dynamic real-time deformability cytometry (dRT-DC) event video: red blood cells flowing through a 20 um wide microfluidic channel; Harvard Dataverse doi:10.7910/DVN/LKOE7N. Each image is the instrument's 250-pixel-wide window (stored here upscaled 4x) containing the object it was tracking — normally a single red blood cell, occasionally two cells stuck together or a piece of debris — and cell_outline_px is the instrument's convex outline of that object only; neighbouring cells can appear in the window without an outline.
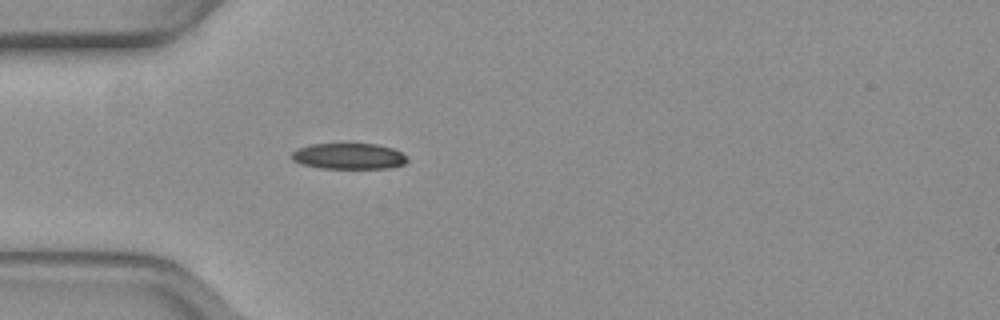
{"species": "common noctule bat (a hibernating species)", "species_latin": "Nyctalus noctula", "temperature_condition": "warm", "stored_images_in_passage": 26, "camera_frame_rate_fps": 3000, "um_per_image_px": 0.085, "animal": {"sex": "female", "body_mass_g": 19.3, "forearm_length_mm": 54.1}, "frame": {"image": 1, "passage_image": 1, "time_ms": 0.0, "image_size_px": [1000, 320], "cell_outline_px": [[408, 160], [404, 164], [388, 168], [320, 168], [300, 164], [292, 160], [292, 152], [300, 148], [312, 144], [376, 144], [392, 148], [408, 156]], "centroid_in_image_um": [29.66, 13.28], "position_along_channel_um": 55.3, "area_um2": 17.4}}
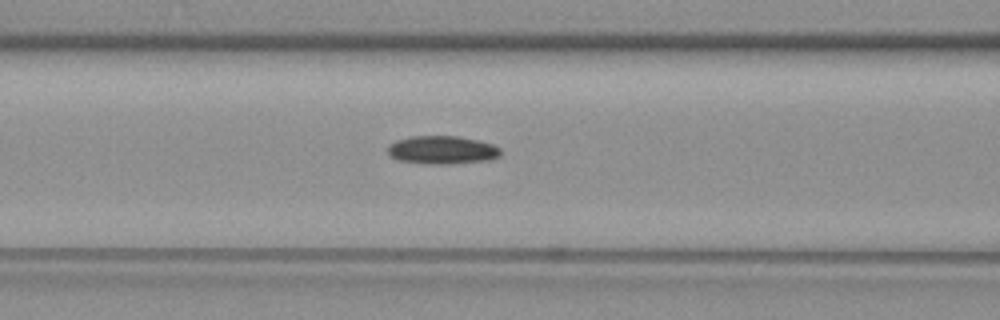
{"frame": {"image": 2, "passage_image": 7, "time_ms": 2.0, "image_size_px": [1000, 320], "cell_outline_px": [[500, 156], [488, 160], [444, 164], [428, 164], [400, 160], [392, 156], [388, 152], [388, 144], [396, 140], [412, 136], [460, 136], [492, 144], [500, 148]], "centroid_in_image_um": [37.58, 12.74], "position_along_channel_um": 129.0, "area_um2": 18.38}}
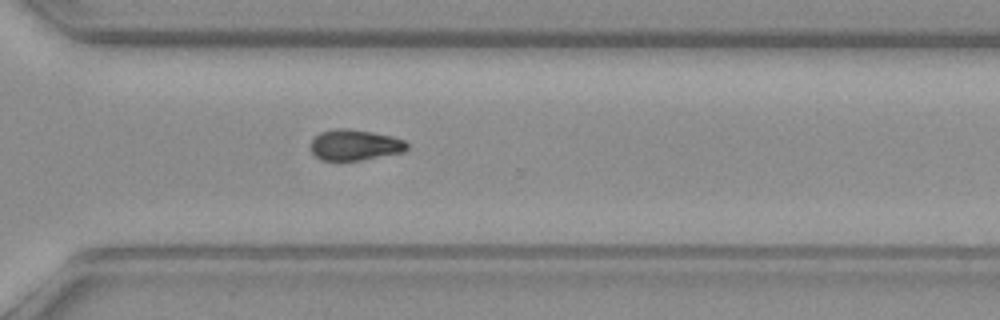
{"frame": {"image": 3, "passage_image": 23, "time_ms": 7.333, "image_size_px": [1000, 320], "cell_outline_px": [[408, 148], [404, 152], [360, 160], [320, 160], [312, 152], [312, 140], [320, 132], [336, 128], [344, 128], [372, 132], [392, 136], [404, 140], [408, 144]], "centroid_in_image_um": [30.18, 12.32], "position_along_channel_um": 340.4, "area_um2": 17.17}, "authors_computed_cell_mechanics": {"area_um2": 18.4093, "velocity_mm_per_s": 3.9757, "shape_relaxation_time_tau1_ms": 6.3072, "shape_relaxation_time_tau2_ms": null, "deformation_change_tau1": 0.1627, "deformation_change_tau2": null}}